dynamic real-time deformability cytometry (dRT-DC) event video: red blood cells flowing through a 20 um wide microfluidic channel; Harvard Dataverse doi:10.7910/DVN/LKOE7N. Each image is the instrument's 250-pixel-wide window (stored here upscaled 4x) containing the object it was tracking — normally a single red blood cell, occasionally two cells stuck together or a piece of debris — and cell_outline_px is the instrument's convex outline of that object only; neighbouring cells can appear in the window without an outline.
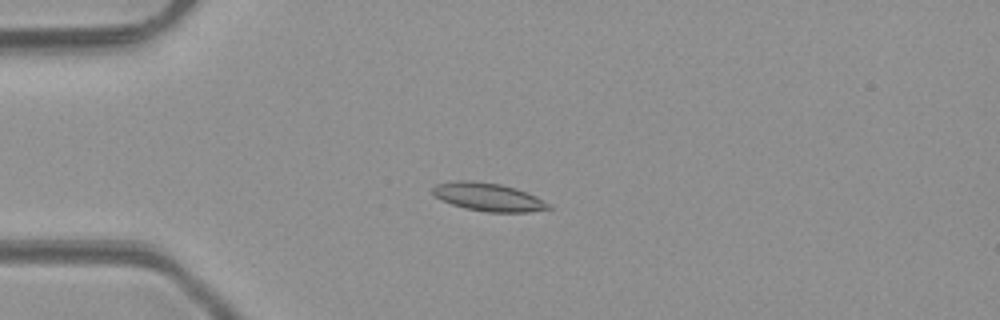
{"species": "common noctule bat (a hibernating species)", "species_latin": "Nyctalus noctula", "temperature_condition": "room temperature", "stored_images_in_passage": 5, "camera_frame_rate_fps": 3000, "um_per_image_px": 0.085, "animal": {"sex": "male", "body_mass_g": 23.1, "forearm_length_mm": 52.7}, "frame": {"image": 1, "passage_image": 3, "time_ms": 2.333, "image_size_px": [1000, 320], "cell_outline_px": [[552, 208], [528, 212], [488, 212], [464, 208], [452, 204], [436, 196], [432, 192], [432, 188], [436, 184], [460, 180], [468, 180], [500, 184], [516, 188], [528, 192], [536, 196], [548, 204]], "centroid_in_image_um": [41.51, 16.74], "position_along_channel_um": 43.5, "area_um2": 18.79}}
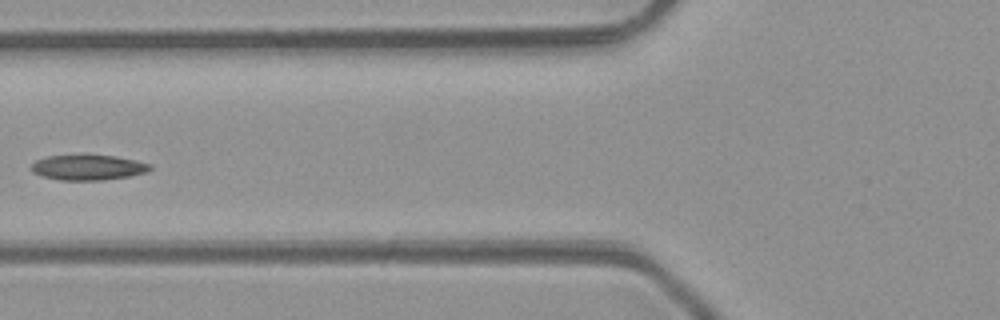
{"frame": {"image": 2, "passage_image": 5, "time_ms": 4.667, "image_size_px": [1000, 320], "cell_outline_px": [[152, 168], [148, 172], [128, 176], [104, 180], [60, 180], [40, 176], [32, 172], [32, 164], [36, 160], [48, 156], [116, 156], [136, 160], [152, 164]], "centroid_in_image_um": [7.51, 14.25], "position_along_channel_um": 118.3, "area_um2": 17.34}}